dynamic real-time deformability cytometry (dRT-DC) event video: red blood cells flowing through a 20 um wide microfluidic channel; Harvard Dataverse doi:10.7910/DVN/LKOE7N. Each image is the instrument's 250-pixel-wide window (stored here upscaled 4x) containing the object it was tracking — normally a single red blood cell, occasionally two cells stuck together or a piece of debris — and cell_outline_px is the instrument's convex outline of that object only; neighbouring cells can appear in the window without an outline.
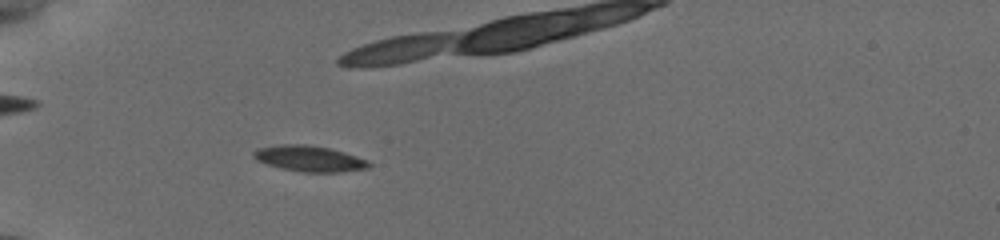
{"species": "common noctule bat (a hibernating species)", "species_latin": "Nyctalus noctula", "temperature_condition": "cold", "stored_images_in_passage": 37, "camera_frame_rate_fps": 3000, "um_per_image_px": 0.085, "animal": {"sex": "female", "body_mass_g": 19.5, "forearm_length_mm": 54.1}, "frame": {"image": 1, "passage_image": 1, "time_ms": 0.0, "image_size_px": [1000, 240], "cell_outline_px": [[372, 164], [368, 168], [340, 172], [304, 172], [284, 168], [268, 164], [256, 160], [252, 156], [252, 152], [260, 148], [280, 144], [308, 144], [328, 148], [344, 152], [368, 160]], "centroid_in_image_um": [26.31, 13.47], "position_along_channel_um": 58.7, "area_um2": 17.22}, "authors_computed_cell_mechanics": {"area_um2": 17.2822, "velocity_mm_per_s": 3.8328, "shape_relaxation_time_tau1_ms": 5.0993, "shape_relaxation_time_tau2_ms": null, "deformation_change_tau1": 0.1354, "deformation_change_tau2": null}}